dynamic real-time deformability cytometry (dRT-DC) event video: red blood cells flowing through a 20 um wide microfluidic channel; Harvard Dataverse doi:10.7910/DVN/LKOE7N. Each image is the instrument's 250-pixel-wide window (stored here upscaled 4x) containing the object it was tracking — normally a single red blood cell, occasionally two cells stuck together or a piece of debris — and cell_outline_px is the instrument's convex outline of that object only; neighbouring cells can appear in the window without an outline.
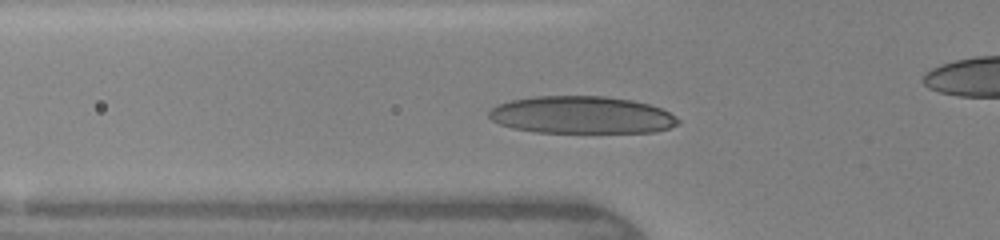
{"species": "human", "species_latin": "Homo sapiens", "temperature_condition": "warm", "stored_images_in_passage": 49, "camera_frame_rate_fps": 3000, "um_per_image_px": 0.085, "donor": {"sex": "female"}, "frame": {"image": 1, "passage_image": 26, "time_ms": 3.667, "image_size_px": [1000, 240], "cell_outline_px": [[680, 124], [656, 132], [536, 132], [512, 128], [500, 124], [492, 120], [488, 116], [488, 112], [496, 104], [512, 100], [536, 96], [604, 96], [632, 100], [648, 104], [660, 108], [676, 116], [680, 120]], "centroid_in_image_um": [49.44, 9.77], "position_along_channel_um": 76.4, "area_um2": 41.21}}
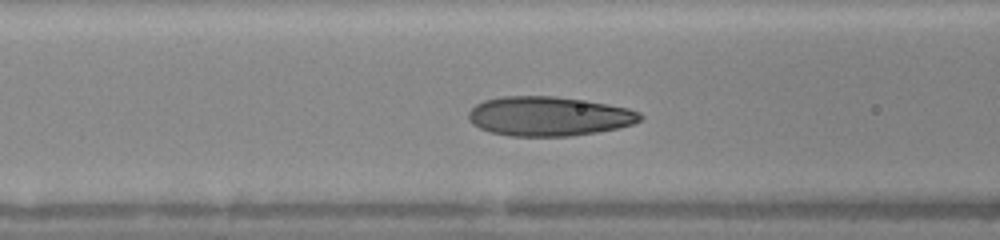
{"frame": {"image": 2, "passage_image": 33, "time_ms": 4.667, "image_size_px": [1000, 240], "cell_outline_px": [[644, 116], [640, 120], [632, 124], [620, 128], [596, 132], [568, 136], [508, 136], [488, 132], [472, 124], [468, 120], [468, 112], [476, 104], [484, 100], [500, 96], [556, 96], [584, 100], [608, 104], [628, 108], [640, 112]], "centroid_in_image_um": [46.63, 9.88], "position_along_channel_um": 120.0, "area_um2": 39.71}}